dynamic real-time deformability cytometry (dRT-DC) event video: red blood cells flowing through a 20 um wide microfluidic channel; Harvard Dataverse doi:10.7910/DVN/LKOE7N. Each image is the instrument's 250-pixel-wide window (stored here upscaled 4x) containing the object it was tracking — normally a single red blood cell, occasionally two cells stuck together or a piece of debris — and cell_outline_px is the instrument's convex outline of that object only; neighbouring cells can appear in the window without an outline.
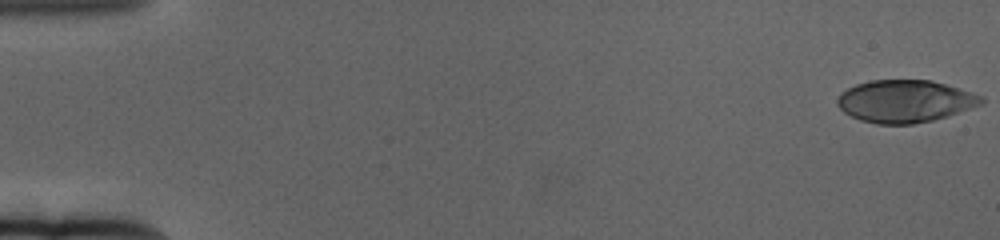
{"species": "human", "species_latin": "Homo sapiens", "temperature_condition": "cold", "stored_images_in_passage": 61, "camera_frame_rate_fps": 3000, "um_per_image_px": 0.085, "donor": {"sex": "female"}, "frame": {"image": 1, "passage_image": 1, "time_ms": 0.0, "image_size_px": [1000, 240], "cell_outline_px": [[984, 104], [948, 116], [932, 120], [912, 124], [876, 124], [860, 120], [844, 112], [836, 104], [836, 100], [840, 92], [856, 84], [872, 80], [928, 80], [944, 84], [984, 96]], "centroid_in_image_um": [76.92, 8.61], "position_along_channel_um": 8.1, "area_um2": 35.6}}
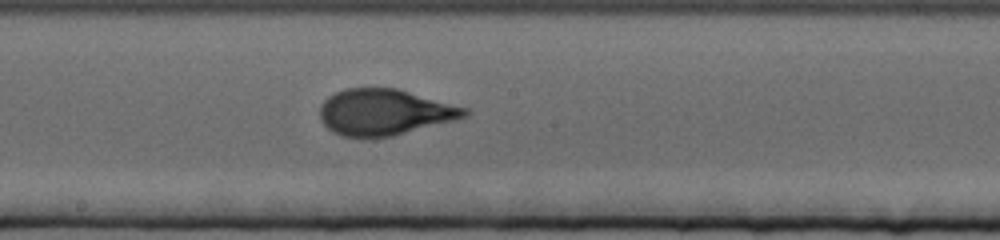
{"frame": {"image": 2, "passage_image": 34, "time_ms": 11.0, "image_size_px": [1000, 240], "cell_outline_px": [[472, 112], [468, 116], [456, 120], [392, 136], [368, 140], [364, 140], [340, 136], [332, 132], [320, 120], [320, 104], [328, 96], [344, 88], [396, 88], [468, 108]], "centroid_in_image_um": [32.66, 9.57], "position_along_channel_um": 215.5, "area_um2": 39.65}}
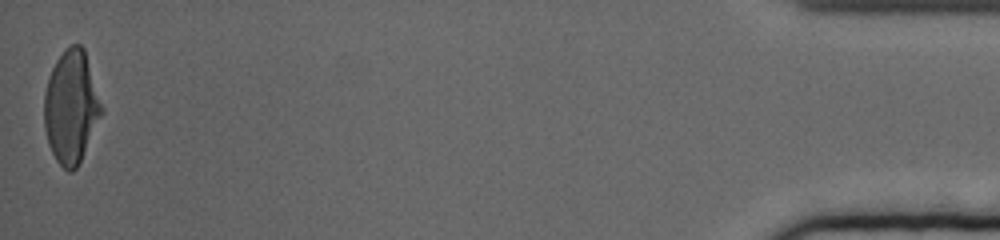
{"frame": {"image": 3, "passage_image": 61, "time_ms": 20.0, "image_size_px": [1000, 240], "cell_outline_px": [[104, 112], [76, 168], [72, 172], [68, 172], [56, 160], [48, 144], [44, 128], [44, 92], [52, 68], [56, 60], [64, 48], [72, 44], [80, 44], [84, 48], [104, 108]], "centroid_in_image_um": [6.06, 9.07], "position_along_channel_um": 429.1, "area_um2": 37.92}, "authors_computed_cell_mechanics": {"area_um2": 37.859, "velocity_mm_per_s": 3.3364, "shape_relaxation_time_tau1_ms": 3.992, "shape_relaxation_time_tau2_ms": null, "deformation_change_tau1": 0.2039, "deformation_change_tau2": null}}